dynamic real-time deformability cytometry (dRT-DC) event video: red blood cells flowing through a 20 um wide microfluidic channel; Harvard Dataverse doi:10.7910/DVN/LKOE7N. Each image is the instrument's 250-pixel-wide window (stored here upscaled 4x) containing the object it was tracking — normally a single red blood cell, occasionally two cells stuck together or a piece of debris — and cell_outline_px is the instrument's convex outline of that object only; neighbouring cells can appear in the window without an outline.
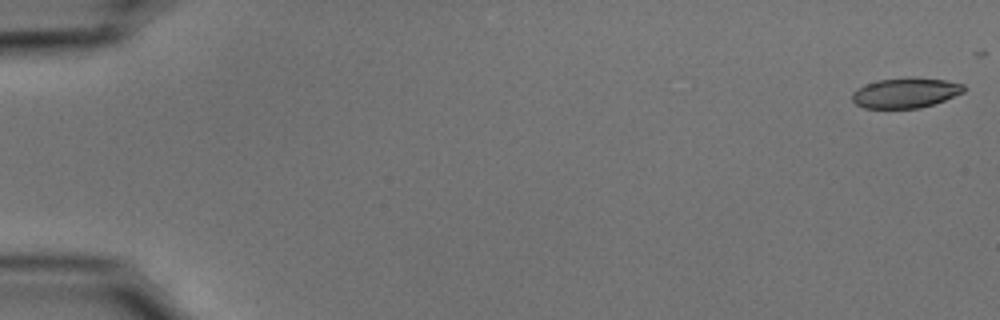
{"species": "common noctule bat (a hibernating species)", "species_latin": "Nyctalus noctula", "temperature_condition": "cold", "stored_images_in_passage": 23, "camera_frame_rate_fps": 3000, "um_per_image_px": 0.085, "animal": {"sex": "male", "body_mass_g": 15.6}, "frame": {"image": 1, "passage_image": 1, "time_ms": 0.0, "image_size_px": [1000, 320], "cell_outline_px": [[964, 92], [944, 100], [920, 108], [864, 108], [856, 104], [852, 100], [852, 92], [856, 88], [880, 80], [908, 76], [912, 76], [944, 80], [964, 84]], "centroid_in_image_um": [76.96, 7.88], "position_along_channel_um": 8.0, "area_um2": 19.65}}
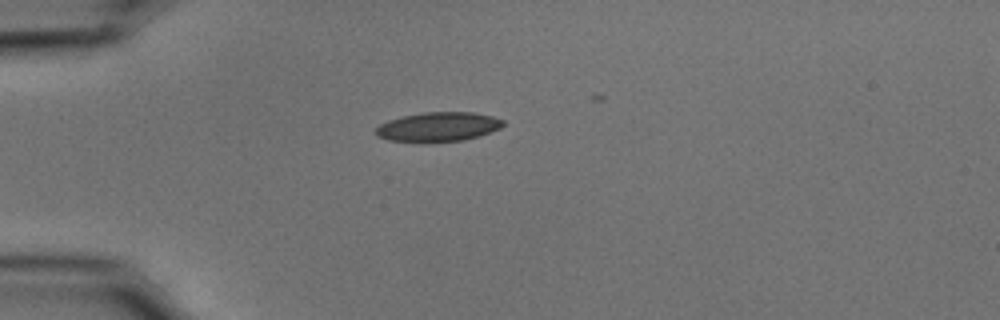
{"frame": {"image": 2, "passage_image": 15, "time_ms": 4.667, "image_size_px": [1000, 320], "cell_outline_px": [[504, 124], [500, 128], [480, 136], [464, 140], [388, 140], [376, 136], [376, 128], [380, 124], [388, 120], [404, 116], [424, 112], [472, 112], [492, 116], [504, 120]], "centroid_in_image_um": [37.28, 10.75], "position_along_channel_um": 47.7, "area_um2": 21.15}}
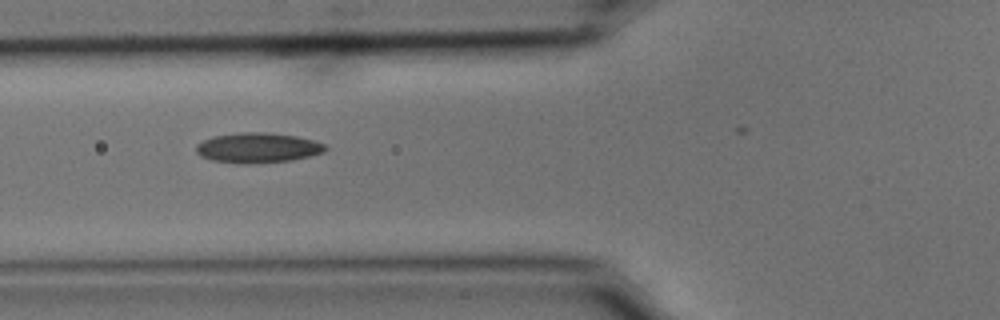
{"frame": {"image": 3, "passage_image": 21, "time_ms": 6.667, "image_size_px": [1000, 320], "cell_outline_px": [[328, 148], [324, 152], [292, 160], [248, 164], [240, 164], [212, 160], [200, 156], [196, 152], [196, 144], [212, 136], [240, 132], [264, 132], [296, 136], [316, 140], [324, 144]], "centroid_in_image_um": [21.9, 12.56], "position_along_channel_um": 103.9, "area_um2": 22.77}}